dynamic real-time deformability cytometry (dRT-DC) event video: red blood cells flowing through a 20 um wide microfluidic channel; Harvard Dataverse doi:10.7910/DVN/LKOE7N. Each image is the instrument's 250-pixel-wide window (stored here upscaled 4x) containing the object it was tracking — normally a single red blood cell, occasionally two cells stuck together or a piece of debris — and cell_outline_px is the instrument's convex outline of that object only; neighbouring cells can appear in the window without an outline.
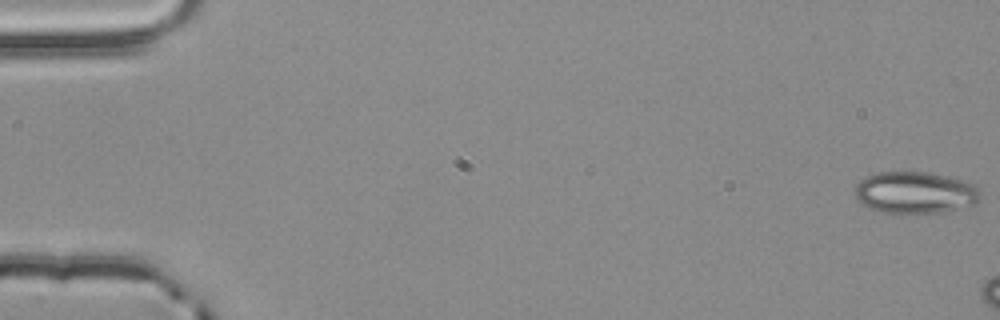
{"species": "common noctule bat (a hibernating species)", "species_latin": "Nyctalus noctula", "temperature_condition": "room temperature", "stored_images_in_passage": 3, "camera_frame_rate_fps": 3000, "um_per_image_px": 0.085, "animal": {"sex": "male", "body_mass_g": 20.4}, "frame": {"image": 1, "passage_image": 1, "time_ms": 0.0, "image_size_px": [1000, 320], "cell_outline_px": [[984, 196], [976, 204], [940, 212], [900, 216], [884, 212], [860, 204], [856, 200], [856, 184], [860, 180], [876, 172], [928, 172], [964, 180], [976, 184], [980, 188]], "centroid_in_image_um": [77.83, 16.39], "position_along_channel_um": 7.2, "area_um2": 31.44}}